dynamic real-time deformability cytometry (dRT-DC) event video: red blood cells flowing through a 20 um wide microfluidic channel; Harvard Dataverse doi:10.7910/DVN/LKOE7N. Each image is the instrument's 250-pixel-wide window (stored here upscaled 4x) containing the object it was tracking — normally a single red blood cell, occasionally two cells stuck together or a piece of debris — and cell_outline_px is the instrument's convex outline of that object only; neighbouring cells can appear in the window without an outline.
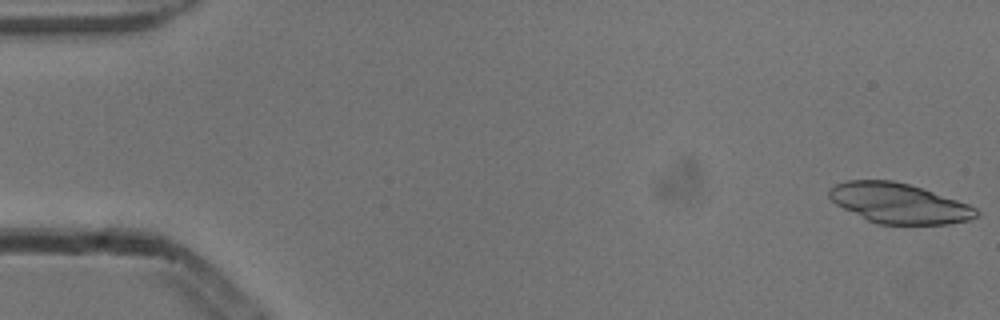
{"species": "common noctule bat (a hibernating species)", "species_latin": "Nyctalus noctula", "temperature_condition": "cold", "stored_images_in_passage": 6, "camera_frame_rate_fps": 3000, "um_per_image_px": 0.085, "animal": {"sex": "male", "body_mass_g": 13.3}, "frame": {"image": 1, "passage_image": 1, "time_ms": 0.0, "image_size_px": [1000, 320], "cell_outline_px": [[980, 212], [976, 216], [968, 220], [948, 224], [880, 224], [868, 220], [836, 204], [828, 196], [828, 188], [844, 180], [892, 180], [908, 184], [968, 204], [976, 208]], "centroid_in_image_um": [76.38, 17.27], "position_along_channel_um": 8.6, "area_um2": 33.93}}
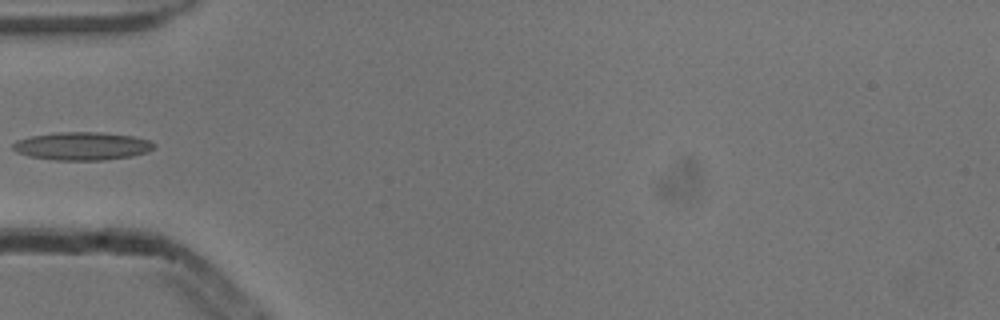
{"frame": {"image": 2, "passage_image": 5, "time_ms": 1.333, "image_size_px": [1000, 320], "cell_outline_px": [[156, 144], [148, 152], [132, 156], [100, 160], [56, 160], [28, 156], [16, 152], [12, 148], [12, 144], [16, 140], [32, 136], [56, 132], [100, 132], [132, 136], [148, 140]], "centroid_in_image_um": [6.95, 12.41], "position_along_channel_um": 78.0, "area_um2": 23.0}}
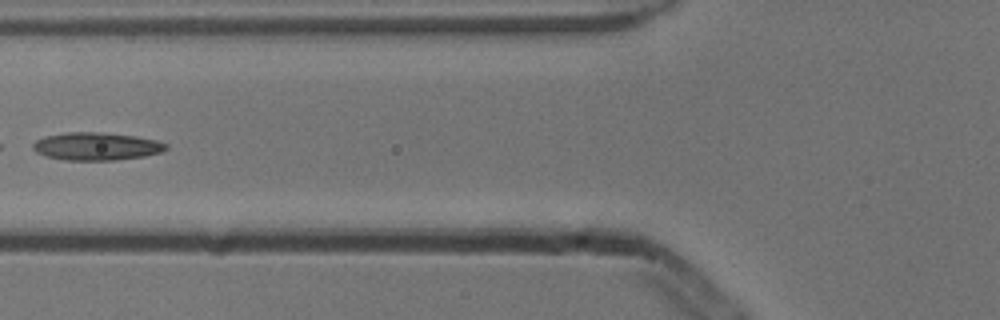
{"frame": {"image": 3, "passage_image": 6, "time_ms": 1.667, "image_size_px": [1000, 320], "cell_outline_px": [[168, 148], [160, 152], [144, 156], [116, 160], [64, 160], [44, 156], [36, 152], [32, 148], [32, 144], [36, 140], [44, 136], [64, 132], [100, 132], [136, 136], [156, 140], [168, 144]], "centroid_in_image_um": [8.16, 12.43], "position_along_channel_um": 117.6, "area_um2": 21.73}}